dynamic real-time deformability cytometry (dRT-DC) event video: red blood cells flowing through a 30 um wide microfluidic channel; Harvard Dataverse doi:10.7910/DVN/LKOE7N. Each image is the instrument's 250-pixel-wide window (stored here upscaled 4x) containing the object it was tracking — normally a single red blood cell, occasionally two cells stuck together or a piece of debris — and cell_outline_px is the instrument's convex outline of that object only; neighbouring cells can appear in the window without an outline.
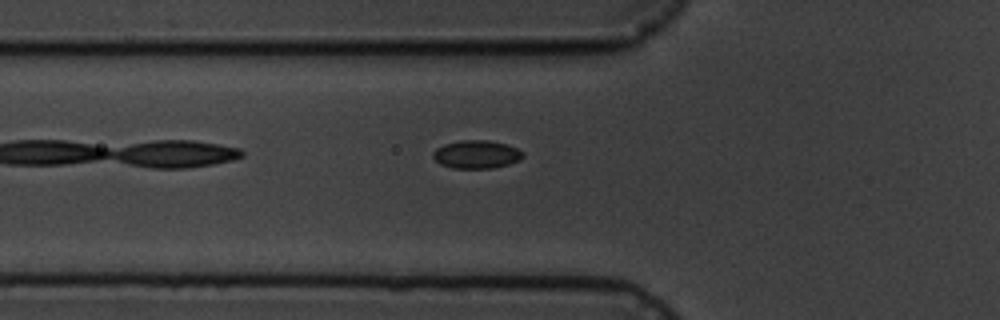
{"species": "common noctule bat (a hibernating species)", "species_latin": "Nyctalus noctula", "temperature_condition": "cold", "stored_images_in_passage": 4, "camera_frame_rate_fps": 3000, "um_per_image_px": 0.085, "animal": {"sex": "male", "body_mass_g": 19.5, "forearm_length_mm": 54.6}, "frame": {"image": 1, "passage_image": 4, "time_ms": 3.667, "image_size_px": [1000, 320], "cell_outline_px": [[524, 156], [520, 160], [508, 164], [492, 168], [452, 168], [440, 164], [432, 156], [432, 152], [436, 148], [444, 144], [460, 140], [488, 140], [504, 144], [516, 148], [524, 152]], "centroid_in_image_um": [40.48, 13.12], "position_along_channel_um": 85.3, "area_um2": 14.74}}